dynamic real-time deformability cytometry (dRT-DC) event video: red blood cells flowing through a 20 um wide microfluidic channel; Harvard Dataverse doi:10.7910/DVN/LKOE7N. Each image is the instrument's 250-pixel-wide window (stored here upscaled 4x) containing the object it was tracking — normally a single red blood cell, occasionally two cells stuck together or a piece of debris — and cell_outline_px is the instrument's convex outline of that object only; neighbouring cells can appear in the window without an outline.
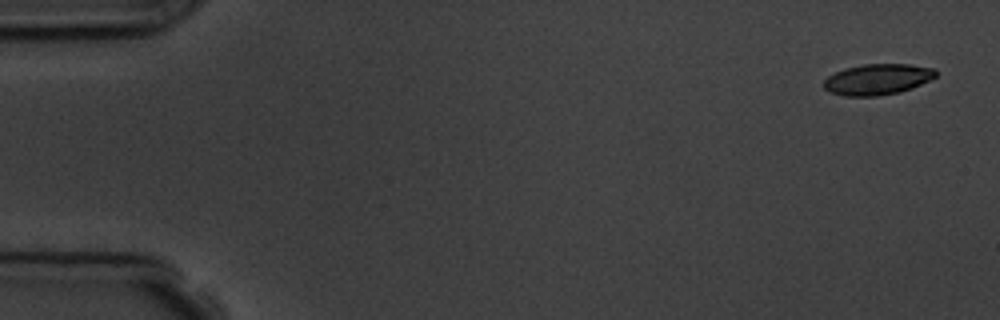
{"species": "common noctule bat (a hibernating species)", "species_latin": "Nyctalus noctula", "temperature_condition": "room temperature", "stored_images_in_passage": 5, "camera_frame_rate_fps": 3000, "um_per_image_px": 0.085, "animal": {"sex": "male", "body_mass_g": 19.5, "forearm_length_mm": 54.6}, "frame": {"image": 1, "passage_image": 1, "time_ms": 0.0, "image_size_px": [1000, 320], "cell_outline_px": [[936, 76], [912, 88], [900, 92], [876, 96], [844, 96], [832, 92], [824, 88], [824, 80], [828, 76], [844, 68], [864, 64], [908, 64], [936, 68]], "centroid_in_image_um": [74.59, 6.74], "position_along_channel_um": 10.4, "area_um2": 20.06}}
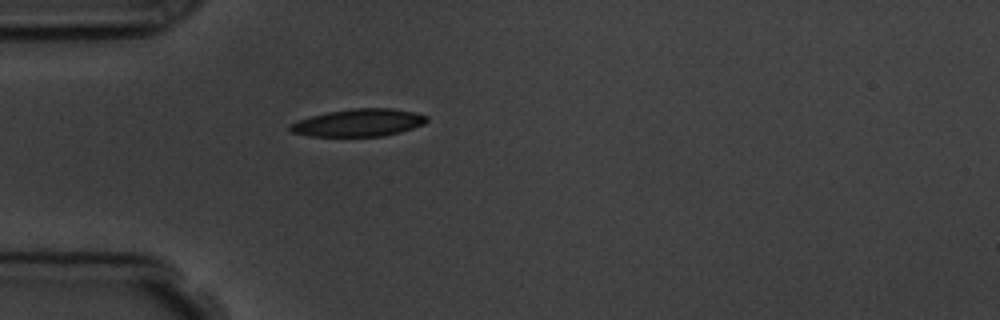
{"frame": {"image": 2, "passage_image": 5, "time_ms": 4.667, "image_size_px": [1000, 320], "cell_outline_px": [[428, 120], [424, 124], [400, 132], [384, 136], [308, 136], [292, 132], [288, 128], [288, 124], [312, 116], [328, 112], [352, 108], [392, 108], [412, 112], [428, 116]], "centroid_in_image_um": [30.48, 10.43], "position_along_channel_um": 54.5, "area_um2": 21.79}}